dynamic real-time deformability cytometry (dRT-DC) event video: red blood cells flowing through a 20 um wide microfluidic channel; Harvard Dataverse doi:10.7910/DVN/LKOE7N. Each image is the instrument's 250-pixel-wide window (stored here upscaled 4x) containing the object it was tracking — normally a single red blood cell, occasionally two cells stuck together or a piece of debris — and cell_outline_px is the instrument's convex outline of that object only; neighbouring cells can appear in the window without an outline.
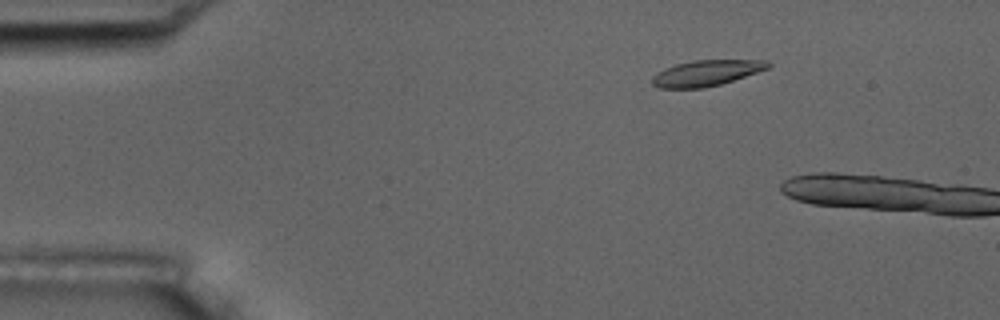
{"species": "common noctule bat (a hibernating species)", "species_latin": "Nyctalus noctula", "temperature_condition": "room temperature", "stored_images_in_passage": 3, "camera_frame_rate_fps": 3000, "um_per_image_px": 0.085, "animal": {"sex": "male", "body_mass_g": 17.5, "forearm_length_mm": 52.3}, "frame": {"image": 1, "passage_image": 2, "time_ms": 1.333, "image_size_px": [1000, 320], "cell_outline_px": [[772, 64], [768, 68], [720, 84], [704, 88], [660, 88], [652, 84], [652, 76], [656, 72], [664, 68], [676, 64], [692, 60], [768, 60]], "centroid_in_image_um": [60.0, 6.2], "position_along_channel_um": 25.0, "area_um2": 17.34}}